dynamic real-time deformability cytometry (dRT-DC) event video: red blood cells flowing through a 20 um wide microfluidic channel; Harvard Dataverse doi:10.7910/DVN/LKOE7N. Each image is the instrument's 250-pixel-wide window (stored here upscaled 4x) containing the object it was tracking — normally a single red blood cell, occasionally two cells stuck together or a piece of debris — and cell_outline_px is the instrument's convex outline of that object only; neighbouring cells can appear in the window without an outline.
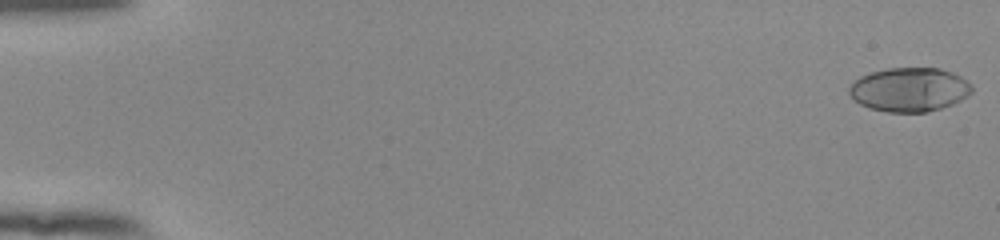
{"species": "human", "species_latin": "Homo sapiens", "temperature_condition": "room temperature", "stored_images_in_passage": 56, "segment_of_instrument_passage": [1, 2], "camera_frame_rate_fps": 3000, "um_per_image_px": 0.085, "donor": {"sex": "female"}, "frame": {"image": 1, "passage_image": 1, "time_ms": 0.0, "image_size_px": [1000, 240], "cell_outline_px": [[972, 92], [968, 96], [952, 104], [928, 112], [888, 112], [868, 108], [852, 100], [848, 92], [848, 88], [860, 76], [872, 72], [888, 68], [940, 68], [952, 72], [960, 76], [972, 88]], "centroid_in_image_um": [77.26, 7.62], "position_along_channel_um": 7.7, "area_um2": 31.44}}
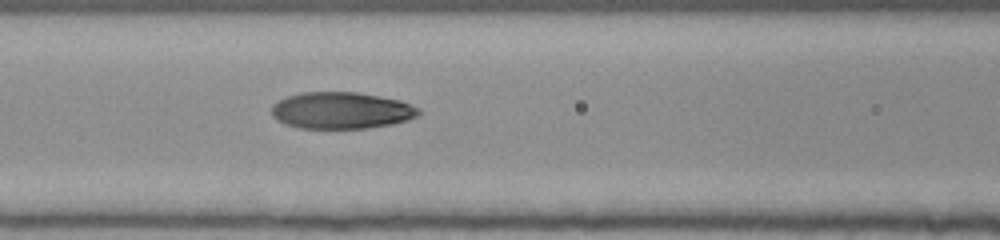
{"frame": {"image": 2, "passage_image": 25, "time_ms": 8.0, "image_size_px": [1000, 240], "cell_outline_px": [[420, 112], [416, 116], [408, 120], [392, 124], [368, 128], [300, 128], [284, 124], [276, 120], [272, 116], [272, 104], [288, 96], [300, 92], [356, 92], [380, 96], [400, 100], [420, 108]], "centroid_in_image_um": [29.0, 9.39], "position_along_channel_um": 137.6, "area_um2": 31.56}}
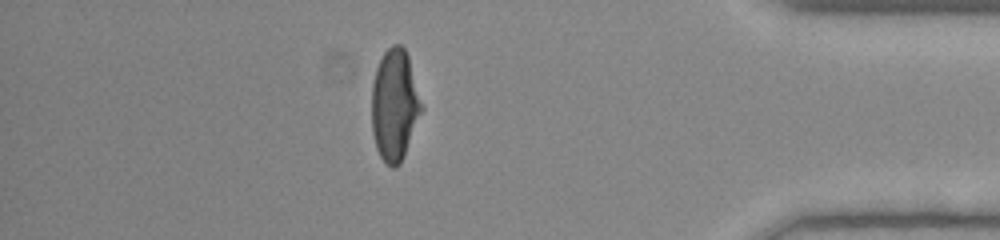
{"frame": {"image": 3, "passage_image": 48, "time_ms": 15.667, "image_size_px": [1000, 240], "cell_outline_px": [[424, 108], [404, 156], [400, 164], [396, 168], [392, 168], [380, 156], [376, 148], [372, 132], [372, 80], [376, 68], [384, 52], [392, 44], [400, 44], [404, 48], [408, 56]], "centroid_in_image_um": [33.55, 8.93], "position_along_channel_um": 401.7, "area_um2": 32.6}}